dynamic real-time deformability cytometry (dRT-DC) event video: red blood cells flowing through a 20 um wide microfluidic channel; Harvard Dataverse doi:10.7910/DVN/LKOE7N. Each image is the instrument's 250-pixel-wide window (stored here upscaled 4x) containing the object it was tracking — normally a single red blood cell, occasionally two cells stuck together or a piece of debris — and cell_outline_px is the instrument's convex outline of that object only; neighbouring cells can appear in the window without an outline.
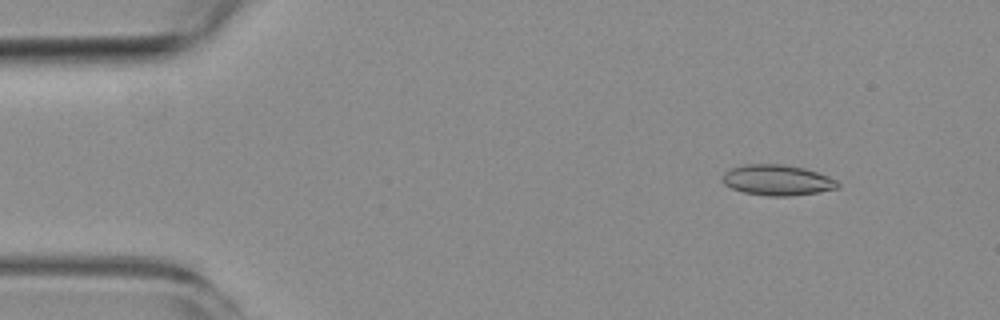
{"species": "common noctule bat (a hibernating species)", "species_latin": "Nyctalus noctula", "temperature_condition": "room temperature", "stored_images_in_passage": 7, "camera_frame_rate_fps": 3000, "um_per_image_px": 0.085, "animal": {"sex": "female", "body_mass_g": 19.3, "forearm_length_mm": 54.1}, "frame": {"image": 1, "passage_image": 2, "time_ms": 1.0, "image_size_px": [1000, 320], "cell_outline_px": [[840, 184], [836, 188], [816, 192], [792, 196], [768, 196], [744, 192], [732, 188], [724, 184], [724, 172], [732, 168], [744, 164], [784, 164], [804, 168], [828, 176], [836, 180]], "centroid_in_image_um": [66.07, 15.3], "position_along_channel_um": 18.9, "area_um2": 20.35}}
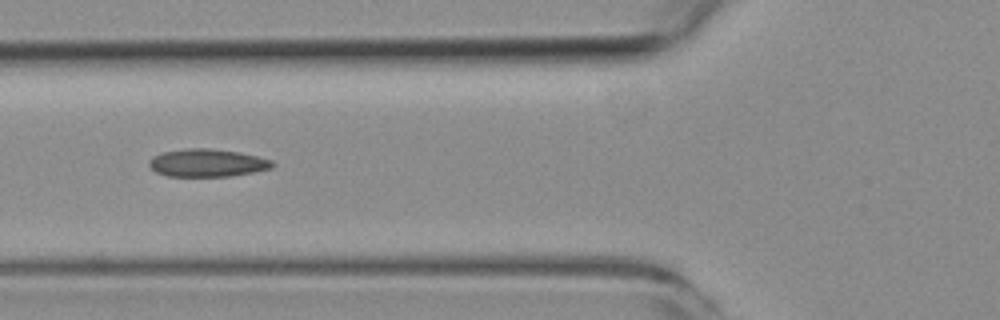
{"frame": {"image": 2, "passage_image": 6, "time_ms": 5.667, "image_size_px": [1000, 320], "cell_outline_px": [[276, 164], [272, 168], [232, 176], [168, 176], [156, 172], [148, 164], [148, 160], [152, 156], [164, 152], [184, 148], [208, 148], [240, 152], [272, 160]], "centroid_in_image_um": [17.61, 13.84], "position_along_channel_um": 108.2, "area_um2": 20.0}}
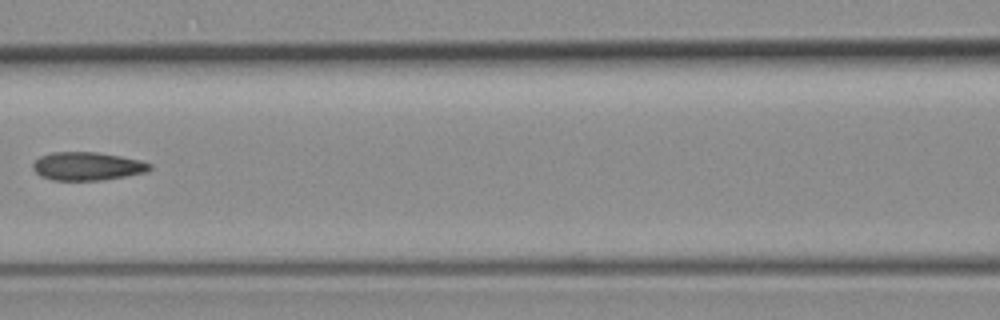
{"frame": {"image": 3, "passage_image": 7, "time_ms": 7.0, "image_size_px": [1000, 320], "cell_outline_px": [[152, 168], [148, 172], [104, 180], [52, 180], [40, 176], [32, 168], [32, 164], [40, 156], [52, 152], [96, 152], [120, 156], [140, 160], [152, 164]], "centroid_in_image_um": [7.43, 14.13], "position_along_channel_um": 159.2, "area_um2": 19.36}}